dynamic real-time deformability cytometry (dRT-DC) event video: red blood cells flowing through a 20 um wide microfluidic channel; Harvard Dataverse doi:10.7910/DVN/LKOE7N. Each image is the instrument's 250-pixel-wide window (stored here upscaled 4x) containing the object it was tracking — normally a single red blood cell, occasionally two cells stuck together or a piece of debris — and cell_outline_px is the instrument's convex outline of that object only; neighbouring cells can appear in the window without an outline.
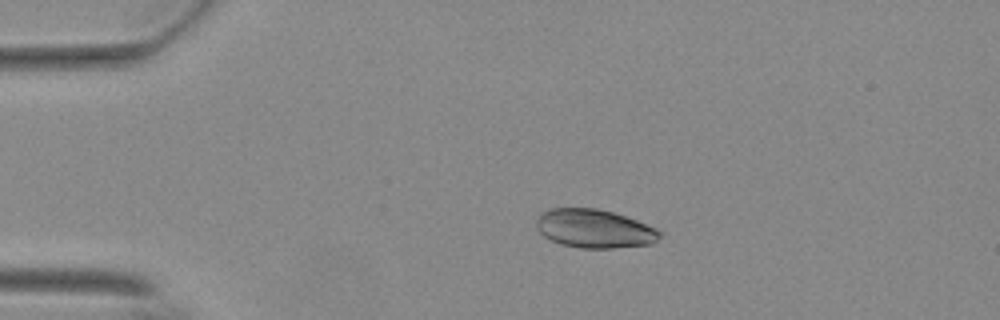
{"species": "Egyptian fruit bat (a non-hibernating species)", "species_latin": "Rousettus aegyptiacus", "temperature_condition": "warm", "stored_images_in_passage": 56, "camera_frame_rate_fps": 3000, "um_per_image_px": 0.085, "animal": {"sex": "female"}, "frame": {"image": 1, "passage_image": 12, "time_ms": 3.667, "image_size_px": [1000, 320], "cell_outline_px": [[660, 236], [652, 244], [612, 248], [580, 248], [560, 244], [544, 236], [536, 228], [536, 220], [540, 212], [548, 208], [596, 208], [612, 212], [636, 220], [656, 228], [660, 232]], "centroid_in_image_um": [50.48, 19.43], "position_along_channel_um": 34.5, "area_um2": 27.74}}
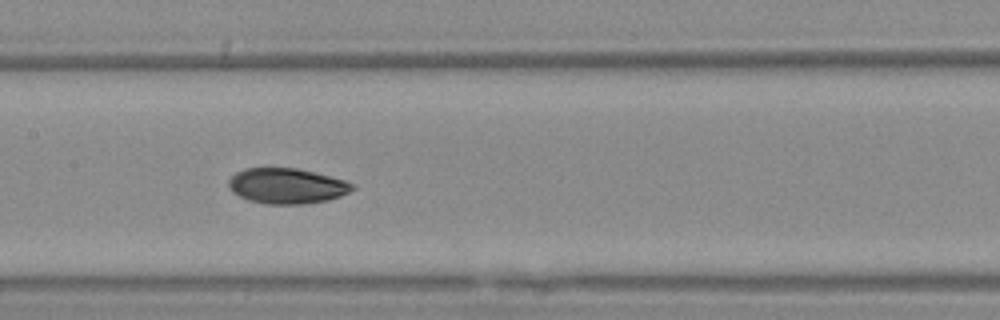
{"frame": {"image": 2, "passage_image": 28, "time_ms": 9.0, "image_size_px": [1000, 320], "cell_outline_px": [[356, 188], [340, 196], [328, 200], [304, 204], [264, 204], [248, 200], [232, 192], [228, 184], [228, 180], [236, 172], [244, 168], [300, 168], [344, 180], [352, 184]], "centroid_in_image_um": [24.36, 15.8], "position_along_channel_um": 183.0, "area_um2": 25.61}}
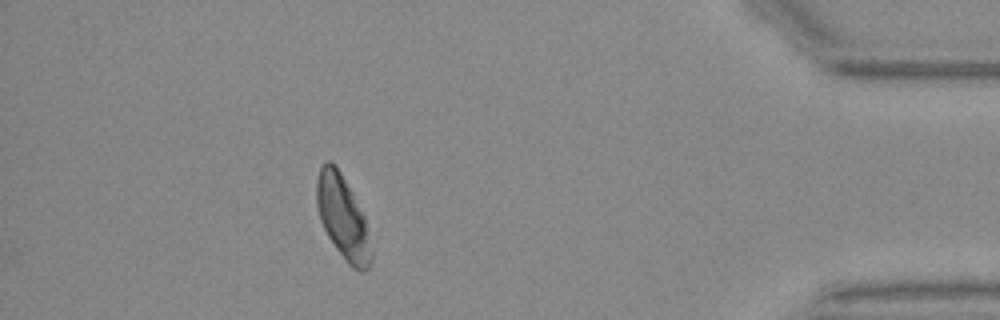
{"frame": {"image": 3, "passage_image": 50, "time_ms": 16.333, "image_size_px": [1000, 320], "cell_outline_px": [[372, 264], [364, 272], [360, 272], [352, 268], [348, 264], [336, 248], [328, 236], [320, 220], [316, 204], [316, 180], [320, 168], [328, 160], [332, 160], [336, 164], [352, 192], [364, 216], [372, 252]], "centroid_in_image_um": [29.13, 18.49], "position_along_channel_um": 406.1, "area_um2": 26.53}, "authors_computed_cell_mechanics": {"area_um2": 27.0793, "velocity_mm_per_s": 3.6828, "shape_relaxation_time_tau1_ms": 1.5646, "shape_relaxation_time_tau2_ms": 5.193, "deformation_change_tau1": 0.0641, "deformation_change_tau2": 0.0548}}